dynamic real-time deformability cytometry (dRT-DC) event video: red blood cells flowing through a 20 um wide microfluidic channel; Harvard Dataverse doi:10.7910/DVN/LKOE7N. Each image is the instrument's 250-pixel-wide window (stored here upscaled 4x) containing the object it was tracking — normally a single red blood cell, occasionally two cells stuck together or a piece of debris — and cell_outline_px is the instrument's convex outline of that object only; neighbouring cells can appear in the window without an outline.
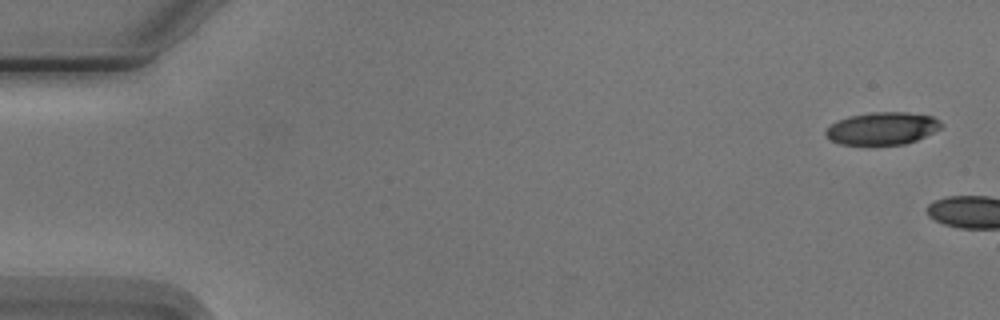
{"species": "Egyptian fruit bat (a non-hibernating species)", "species_latin": "Rousettus aegyptiacus", "temperature_condition": "cold", "stored_images_in_passage": 2, "camera_frame_rate_fps": 3000, "um_per_image_px": 0.085, "animal": {"sex": "male"}, "frame": {"image": 1, "passage_image": 1, "time_ms": 0.0, "image_size_px": [1000, 320], "cell_outline_px": [[944, 124], [940, 128], [916, 140], [904, 144], [840, 144], [832, 140], [824, 132], [832, 124], [848, 116], [872, 112], [908, 112], [932, 116], [940, 120]], "centroid_in_image_um": [75.03, 10.9], "position_along_channel_um": 10.0, "area_um2": 21.56}}